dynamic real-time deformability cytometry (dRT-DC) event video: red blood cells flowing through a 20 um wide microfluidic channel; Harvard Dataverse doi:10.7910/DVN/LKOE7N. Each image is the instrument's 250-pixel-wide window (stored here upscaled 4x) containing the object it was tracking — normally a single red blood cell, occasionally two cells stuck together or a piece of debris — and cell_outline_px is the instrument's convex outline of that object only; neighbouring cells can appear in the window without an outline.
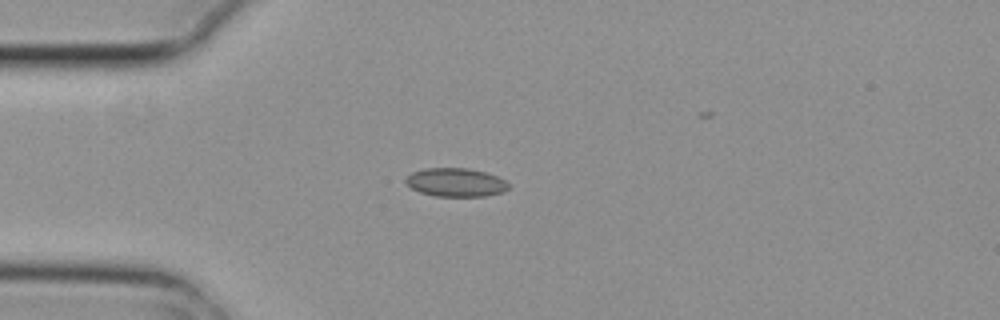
{"species": "common noctule bat (a hibernating species)", "species_latin": "Nyctalus noctula", "temperature_condition": "cold", "stored_images_in_passage": 4, "camera_frame_rate_fps": 3000, "um_per_image_px": 0.085, "animal": {"sex": "female", "body_mass_g": 29.2, "forearm_length_mm": 56.3}, "frame": {"image": 1, "passage_image": 3, "time_ms": 0.667, "image_size_px": [1000, 320], "cell_outline_px": [[508, 188], [504, 192], [484, 196], [436, 196], [420, 192], [412, 188], [404, 180], [412, 172], [424, 168], [468, 168], [484, 172], [496, 176], [504, 180], [508, 184]], "centroid_in_image_um": [38.73, 15.5], "position_along_channel_um": 46.3, "area_um2": 16.94}}